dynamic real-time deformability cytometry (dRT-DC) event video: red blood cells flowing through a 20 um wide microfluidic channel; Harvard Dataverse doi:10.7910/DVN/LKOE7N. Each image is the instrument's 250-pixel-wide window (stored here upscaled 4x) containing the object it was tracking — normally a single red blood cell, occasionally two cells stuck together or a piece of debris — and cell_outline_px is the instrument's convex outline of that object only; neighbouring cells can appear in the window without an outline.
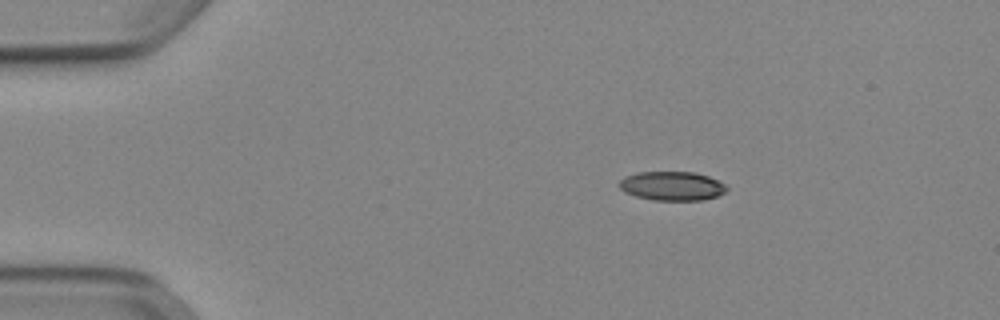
{"species": "Egyptian fruit bat (a non-hibernating species)", "species_latin": "Rousettus aegyptiacus", "temperature_condition": "cold", "stored_images_in_passage": 44, "camera_frame_rate_fps": 3000, "um_per_image_px": 0.085, "animal": {"sex": "female"}, "frame": {"image": 1, "passage_image": 1, "time_ms": 0.0, "image_size_px": [1000, 320], "cell_outline_px": [[728, 188], [724, 192], [716, 196], [704, 200], [652, 200], [636, 196], [624, 192], [620, 188], [620, 180], [624, 176], [636, 172], [692, 172], [708, 176], [724, 184]], "centroid_in_image_um": [57.09, 15.81], "position_along_channel_um": 27.9, "area_um2": 18.09}}
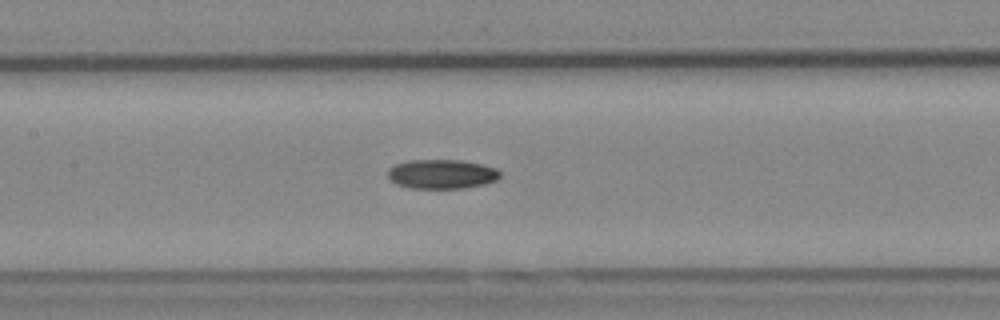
{"frame": {"image": 2, "passage_image": 17, "time_ms": 5.333, "image_size_px": [1000, 320], "cell_outline_px": [[500, 176], [496, 180], [484, 184], [464, 188], [412, 188], [396, 184], [388, 176], [388, 168], [396, 164], [408, 160], [460, 160], [480, 164], [496, 168], [500, 172]], "centroid_in_image_um": [37.54, 14.79], "position_along_channel_um": 169.9, "area_um2": 19.07}}
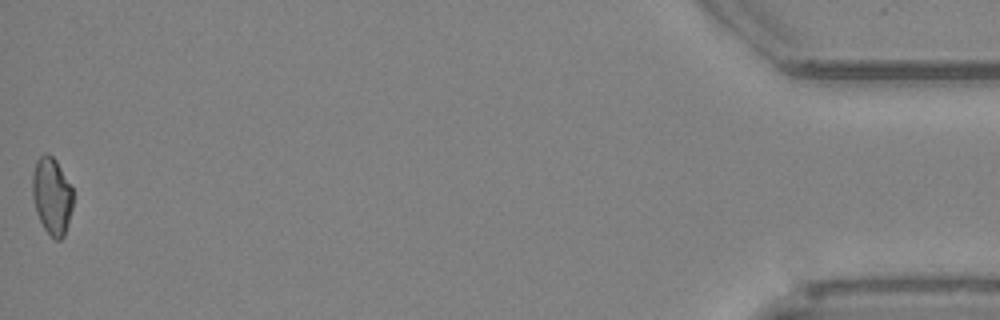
{"frame": {"image": 3, "passage_image": 44, "time_ms": 14.333, "image_size_px": [1000, 320], "cell_outline_px": [[72, 208], [64, 236], [60, 240], [56, 240], [44, 228], [36, 212], [32, 196], [32, 176], [36, 160], [44, 152], [48, 152], [56, 160], [72, 188]], "centroid_in_image_um": [4.39, 16.62], "position_along_channel_um": 430.8, "area_um2": 18.15}}